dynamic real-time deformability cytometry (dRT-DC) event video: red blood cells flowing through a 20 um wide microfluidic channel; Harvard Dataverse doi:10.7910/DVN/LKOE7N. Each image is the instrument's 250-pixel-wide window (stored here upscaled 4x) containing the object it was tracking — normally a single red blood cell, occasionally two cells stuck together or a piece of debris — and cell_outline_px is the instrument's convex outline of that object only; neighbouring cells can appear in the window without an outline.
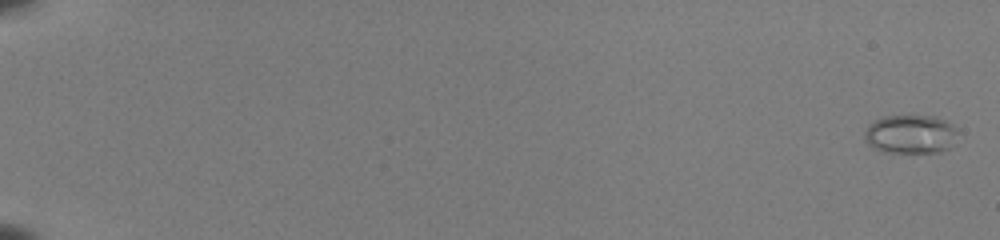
{"species": "common noctule bat (a hibernating species)", "species_latin": "Nyctalus noctula", "temperature_condition": "room temperature", "stored_images_in_passage": 55, "camera_frame_rate_fps": 3000, "um_per_image_px": 0.085, "animal": {"sex": "female", "body_mass_g": 22.0, "forearm_length_mm": 56.7}, "frame": {"image": 1, "passage_image": 2, "time_ms": 0.333, "image_size_px": [1000, 240], "cell_outline_px": [[956, 132], [948, 148], [940, 152], [880, 152], [868, 144], [864, 140], [864, 132], [868, 124], [884, 116], [936, 116], [952, 124], [956, 128]], "centroid_in_image_um": [77.33, 11.4], "position_along_channel_um": 7.7, "area_um2": 20.92}}
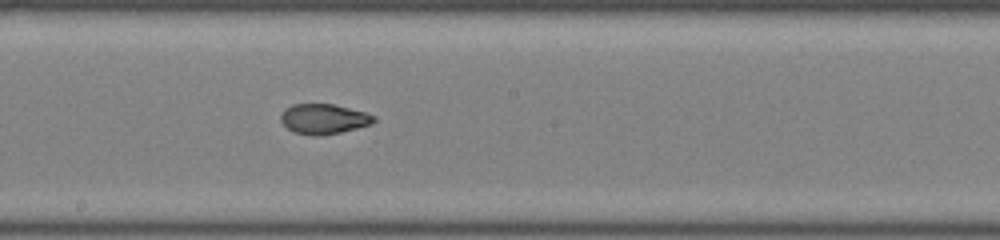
{"frame": {"image": 2, "passage_image": 34, "time_ms": 11.0, "image_size_px": [1000, 240], "cell_outline_px": [[376, 120], [372, 124], [340, 132], [316, 136], [312, 136], [292, 132], [280, 120], [280, 116], [292, 104], [332, 104], [364, 112], [376, 116]], "centroid_in_image_um": [27.52, 10.12], "position_along_channel_um": 220.7, "area_um2": 16.13}}
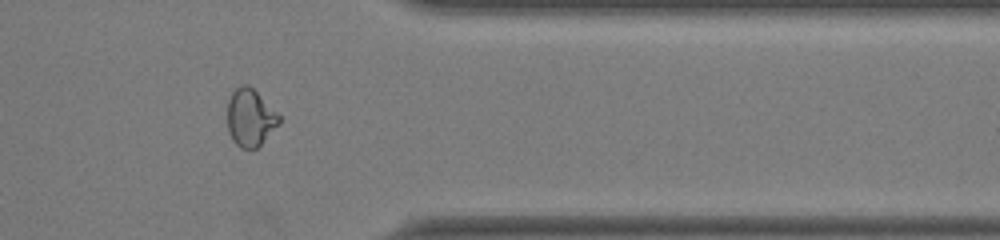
{"frame": {"image": 3, "passage_image": 47, "time_ms": 15.333, "image_size_px": [1000, 240], "cell_outline_px": [[280, 124], [256, 148], [240, 148], [232, 140], [228, 132], [228, 100], [232, 92], [236, 88], [244, 84], [248, 84], [280, 116]], "centroid_in_image_um": [21.25, 10.01], "position_along_channel_um": 390.1, "area_um2": 17.05}, "authors_computed_cell_mechanics": {"area_um2": 17.5712, "velocity_mm_per_s": 4.0194, "shape_relaxation_time_tau1_ms": 8.9725, "shape_relaxation_time_tau2_ms": 1.0071, "deformation_change_tau1": 0.2861, "deformation_change_tau2": 0.0592}}